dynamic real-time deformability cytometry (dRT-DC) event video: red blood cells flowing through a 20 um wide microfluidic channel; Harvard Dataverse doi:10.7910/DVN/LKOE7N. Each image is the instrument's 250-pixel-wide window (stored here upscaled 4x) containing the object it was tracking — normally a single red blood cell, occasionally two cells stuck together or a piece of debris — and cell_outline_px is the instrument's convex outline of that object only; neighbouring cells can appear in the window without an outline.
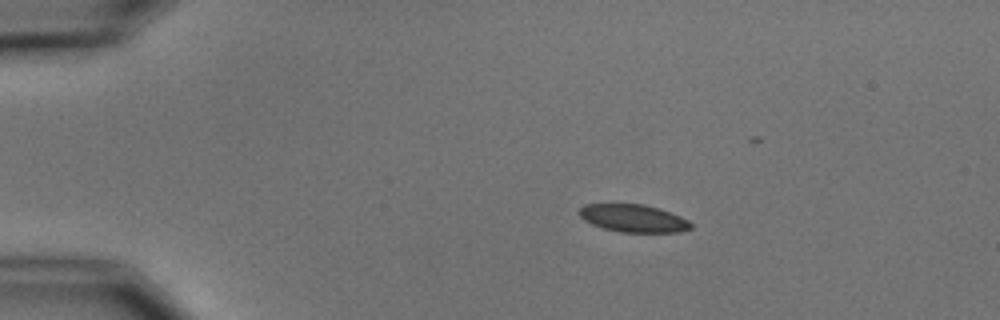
{"species": "common noctule bat (a hibernating species)", "species_latin": "Nyctalus noctula", "temperature_condition": "cold", "stored_images_in_passage": 5, "camera_frame_rate_fps": 3000, "um_per_image_px": 0.085, "animal": {"sex": "male", "body_mass_g": 15.6}, "frame": {"image": 1, "passage_image": 3, "time_ms": 3.333, "image_size_px": [1000, 320], "cell_outline_px": [[692, 228], [680, 232], [620, 232], [604, 228], [592, 224], [584, 220], [580, 216], [580, 208], [584, 204], [644, 204], [680, 216], [688, 220], [692, 224]], "centroid_in_image_um": [53.84, 18.56], "position_along_channel_um": 31.2, "area_um2": 17.8}}